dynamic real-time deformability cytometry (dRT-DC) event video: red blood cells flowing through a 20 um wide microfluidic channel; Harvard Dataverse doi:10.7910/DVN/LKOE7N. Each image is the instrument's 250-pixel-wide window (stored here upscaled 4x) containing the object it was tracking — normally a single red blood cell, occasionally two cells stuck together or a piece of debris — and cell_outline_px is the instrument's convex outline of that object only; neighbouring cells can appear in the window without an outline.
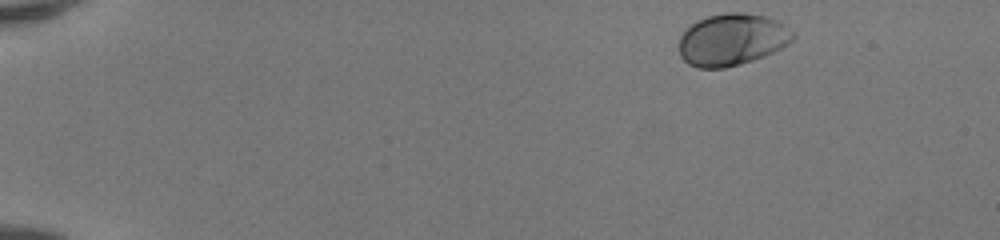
{"species": "human", "species_latin": "Homo sapiens", "temperature_condition": "room temperature", "stored_images_in_passage": 45, "camera_frame_rate_fps": 3000, "um_per_image_px": 0.085, "donor": {"sex": "female"}, "frame": {"image": 1, "passage_image": 1, "time_ms": 0.0, "image_size_px": [1000, 240], "cell_outline_px": [[796, 36], [788, 44], [764, 56], [740, 64], [724, 68], [696, 68], [688, 64], [680, 56], [680, 36], [696, 20], [708, 16], [728, 12], [744, 12], [764, 16], [776, 20], [784, 24], [796, 32]], "centroid_in_image_um": [62.24, 3.36], "position_along_channel_um": 22.8, "area_um2": 34.56}}
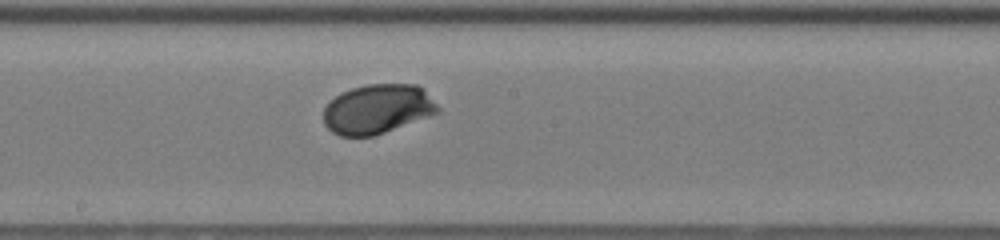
{"frame": {"image": 2, "passage_image": 24, "time_ms": 7.667, "image_size_px": [1000, 240], "cell_outline_px": [[440, 112], [384, 132], [372, 136], [340, 136], [332, 132], [324, 124], [324, 108], [336, 96], [352, 88], [368, 84], [416, 84], [440, 108]], "centroid_in_image_um": [32.06, 9.27], "position_along_channel_um": 216.1, "area_um2": 32.37}}
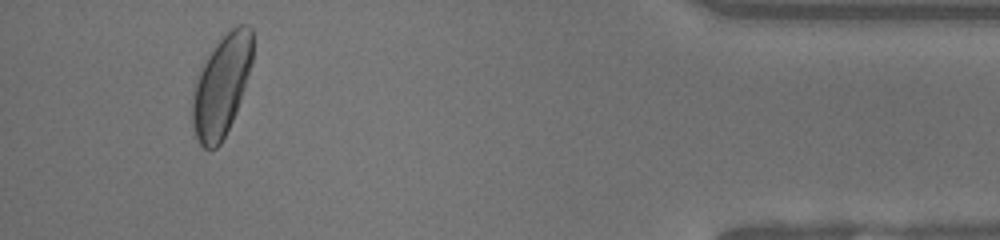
{"frame": {"image": 3, "passage_image": 42, "time_ms": 13.667, "image_size_px": [1000, 240], "cell_outline_px": [[252, 64], [236, 112], [220, 144], [216, 148], [204, 148], [200, 144], [196, 136], [192, 124], [192, 88], [208, 56], [216, 44], [236, 24], [248, 24], [252, 28]], "centroid_in_image_um": [18.83, 7.28], "position_along_channel_um": 416.4, "area_um2": 35.08}, "authors_computed_cell_mechanics": {"area_um2": 32.368, "velocity_mm_per_s": 4.1574, "shape_relaxation_time_tau1_ms": 1.4554, "shape_relaxation_time_tau2_ms": null, "deformation_change_tau1": 0.1131, "deformation_change_tau2": null}}